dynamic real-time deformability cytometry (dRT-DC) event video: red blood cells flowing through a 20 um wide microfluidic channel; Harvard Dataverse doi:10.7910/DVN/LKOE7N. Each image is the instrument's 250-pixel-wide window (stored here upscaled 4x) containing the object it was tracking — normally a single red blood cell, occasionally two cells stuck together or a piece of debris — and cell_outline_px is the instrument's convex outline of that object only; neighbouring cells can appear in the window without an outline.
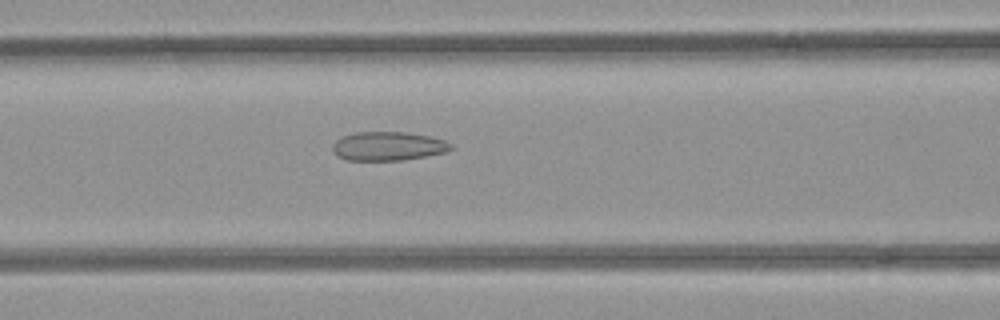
{"species": "common noctule bat (a hibernating species)", "species_latin": "Nyctalus noctula", "temperature_condition": "room temperature", "stored_images_in_passage": 23, "camera_frame_rate_fps": 3000, "um_per_image_px": 0.085, "animal": {"sex": "female", "body_mass_g": 21.9}, "frame": {"image": 1, "passage_image": 10, "time_ms": 3.0, "image_size_px": [1000, 320], "cell_outline_px": [[452, 148], [448, 152], [404, 160], [348, 160], [336, 156], [332, 152], [332, 144], [336, 140], [344, 136], [356, 132], [404, 132], [428, 136], [444, 140], [452, 144]], "centroid_in_image_um": [32.97, 12.43], "position_along_channel_um": 133.6, "area_um2": 19.94}}
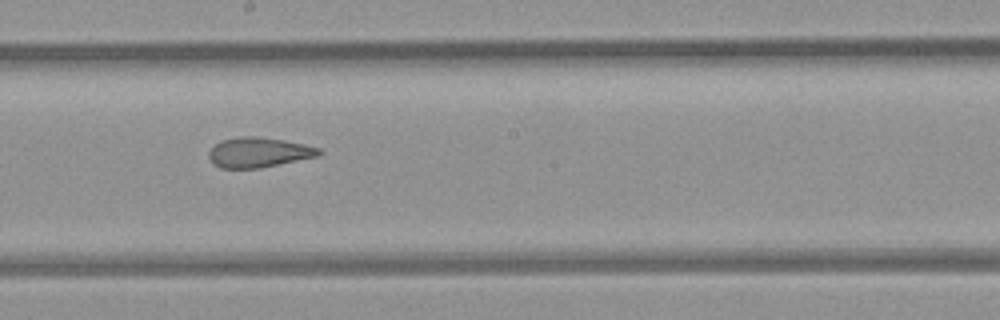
{"frame": {"image": 2, "passage_image": 17, "time_ms": 5.333, "image_size_px": [1000, 320], "cell_outline_px": [[324, 152], [320, 156], [260, 168], [220, 168], [212, 164], [208, 156], [208, 152], [220, 140], [240, 136], [256, 136], [284, 140], [304, 144], [320, 148]], "centroid_in_image_um": [22.0, 12.95], "position_along_channel_um": 226.2, "area_um2": 19.48}}
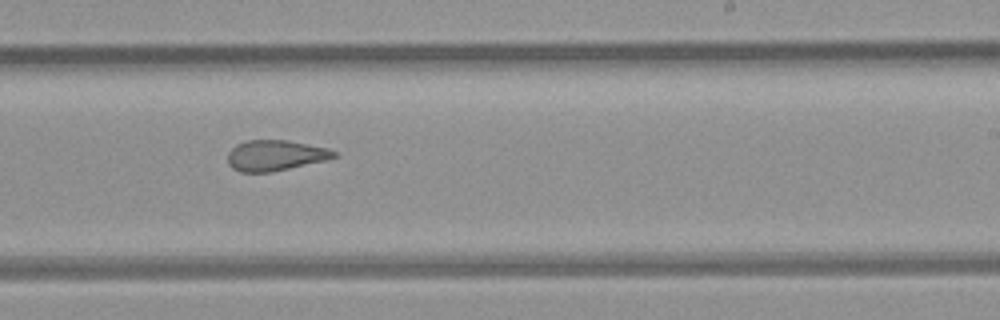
{"frame": {"image": 3, "passage_image": 20, "time_ms": 6.333, "image_size_px": [1000, 320], "cell_outline_px": [[336, 156], [328, 160], [272, 172], [240, 172], [232, 168], [228, 164], [228, 152], [236, 144], [248, 140], [288, 140], [328, 148], [336, 152]], "centroid_in_image_um": [23.4, 13.21], "position_along_channel_um": 265.6, "area_um2": 19.07}}